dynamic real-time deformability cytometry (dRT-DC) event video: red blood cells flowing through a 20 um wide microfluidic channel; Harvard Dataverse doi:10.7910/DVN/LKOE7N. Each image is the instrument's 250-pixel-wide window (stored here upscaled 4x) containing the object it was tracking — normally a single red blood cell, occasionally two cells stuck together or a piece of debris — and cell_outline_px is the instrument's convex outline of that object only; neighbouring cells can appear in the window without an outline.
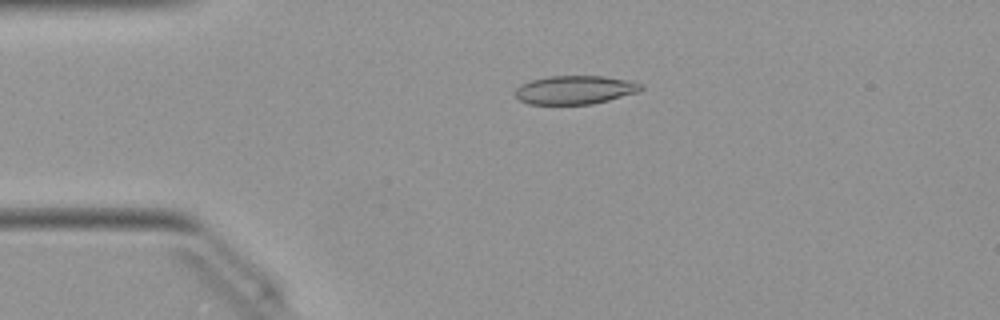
{"species": "Egyptian fruit bat (a non-hibernating species)", "species_latin": "Rousettus aegyptiacus", "temperature_condition": "warm", "stored_images_in_passage": 50, "camera_frame_rate_fps": 3000, "um_per_image_px": 0.085, "animal": {"sex": "female"}, "frame": {"image": 1, "passage_image": 11, "time_ms": 3.333, "image_size_px": [1000, 320], "cell_outline_px": [[644, 88], [636, 92], [608, 100], [592, 104], [528, 104], [520, 100], [516, 96], [516, 88], [520, 84], [532, 80], [548, 76], [604, 76], [628, 80], [644, 84]], "centroid_in_image_um": [48.87, 7.63], "position_along_channel_um": 36.1, "area_um2": 20.87}}
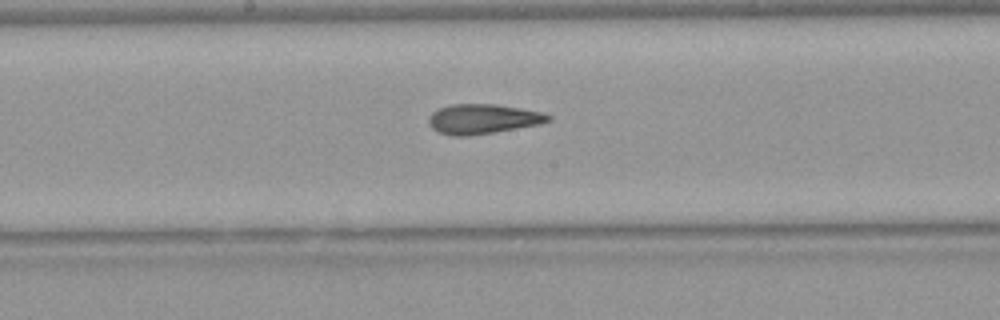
{"frame": {"image": 2, "passage_image": 26, "time_ms": 8.333, "image_size_px": [1000, 320], "cell_outline_px": [[552, 120], [540, 124], [468, 136], [452, 136], [436, 132], [428, 124], [428, 116], [432, 112], [440, 108], [452, 104], [496, 104], [520, 108], [540, 112], [552, 116]], "centroid_in_image_um": [41.0, 10.11], "position_along_channel_um": 207.2, "area_um2": 20.75}}
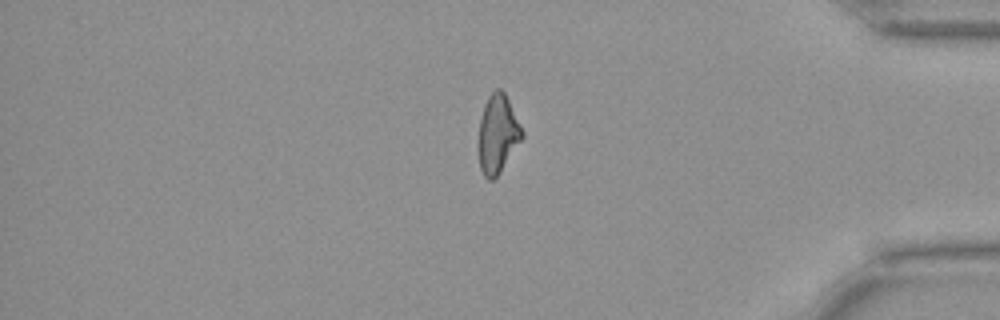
{"frame": {"image": 3, "passage_image": 42, "time_ms": 13.667, "image_size_px": [1000, 320], "cell_outline_px": [[524, 136], [500, 172], [492, 180], [488, 180], [484, 176], [480, 168], [476, 148], [476, 144], [480, 120], [484, 104], [488, 96], [496, 88], [500, 88], [504, 92], [524, 132]], "centroid_in_image_um": [42.26, 11.41], "position_along_channel_um": 392.9, "area_um2": 20.17}, "authors_computed_cell_mechanics": {"area_um2": 20.6057, "velocity_mm_per_s": 4.0665, "shape_relaxation_time_tau1_ms": null, "shape_relaxation_time_tau2_ms": 1.9703, "deformation_change_tau1": null, "deformation_change_tau2": 0.1126}}